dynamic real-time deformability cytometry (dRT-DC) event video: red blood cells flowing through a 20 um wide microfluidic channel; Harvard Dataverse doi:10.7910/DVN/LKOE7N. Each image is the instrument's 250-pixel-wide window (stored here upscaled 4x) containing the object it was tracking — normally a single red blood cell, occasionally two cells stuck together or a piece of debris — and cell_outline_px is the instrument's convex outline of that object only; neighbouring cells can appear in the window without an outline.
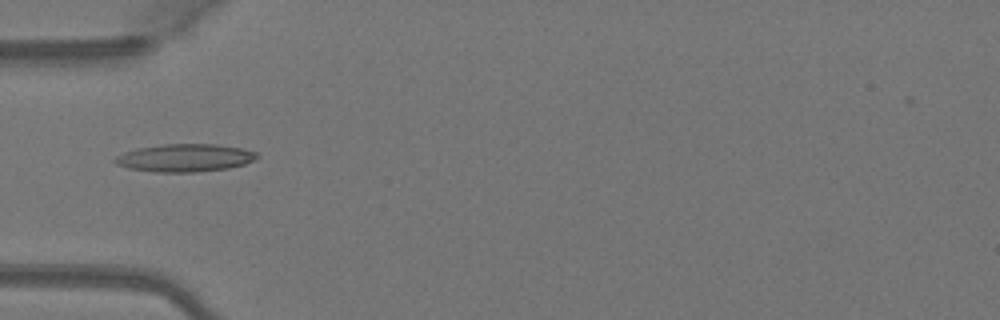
{"species": "Egyptian fruit bat (a non-hibernating species)", "species_latin": "Rousettus aegyptiacus", "temperature_condition": "warm", "stored_images_in_passage": 49, "camera_frame_rate_fps": 3000, "um_per_image_px": 0.085, "animal": {"sex": "female"}, "frame": {"image": 1, "passage_image": 16, "time_ms": 5.0, "image_size_px": [1000, 320], "cell_outline_px": [[260, 156], [244, 164], [228, 168], [196, 172], [156, 172], [128, 168], [116, 164], [112, 160], [116, 156], [124, 152], [136, 148], [164, 144], [216, 144], [240, 148], [256, 152]], "centroid_in_image_um": [15.68, 13.41], "position_along_channel_um": 69.3, "area_um2": 22.95}}
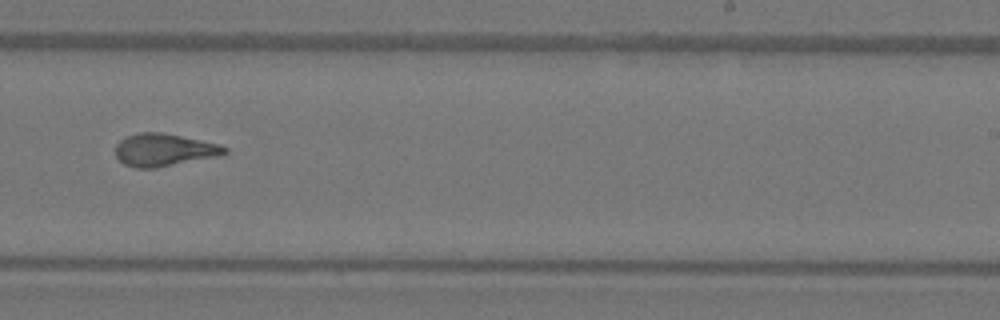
{"frame": {"image": 2, "passage_image": 31, "time_ms": 10.0, "image_size_px": [1000, 320], "cell_outline_px": [[228, 152], [216, 156], [156, 168], [136, 168], [124, 164], [116, 156], [116, 144], [124, 136], [140, 132], [160, 132], [220, 144], [228, 148]], "centroid_in_image_um": [13.91, 12.74], "position_along_channel_um": 275.1, "area_um2": 20.58}}
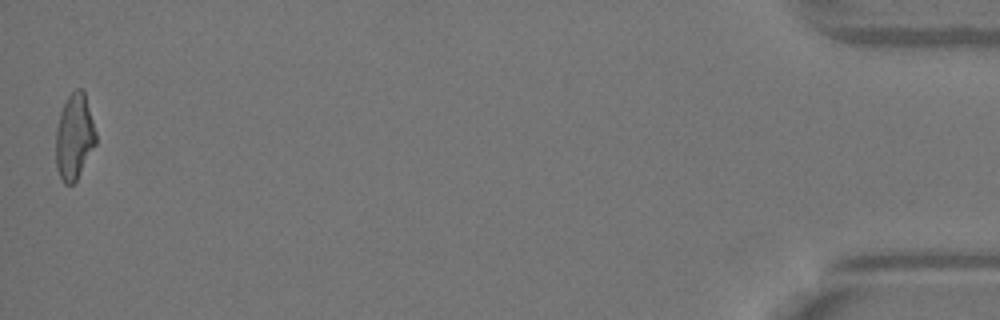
{"frame": {"image": 3, "passage_image": 49, "time_ms": 16.0, "image_size_px": [1000, 320], "cell_outline_px": [[96, 144], [76, 180], [72, 184], [64, 184], [56, 168], [56, 128], [60, 112], [68, 96], [76, 88], [84, 88], [96, 132]], "centroid_in_image_um": [6.32, 11.59], "position_along_channel_um": 428.9, "area_um2": 20.06}, "authors_computed_cell_mechanics": {"area_um2": 20.519, "velocity_mm_per_s": 4.1049, "shape_relaxation_time_tau1_ms": 7.9061, "shape_relaxation_time_tau2_ms": 1.403, "deformation_change_tau1": 0.263, "deformation_change_tau2": 0.108}}